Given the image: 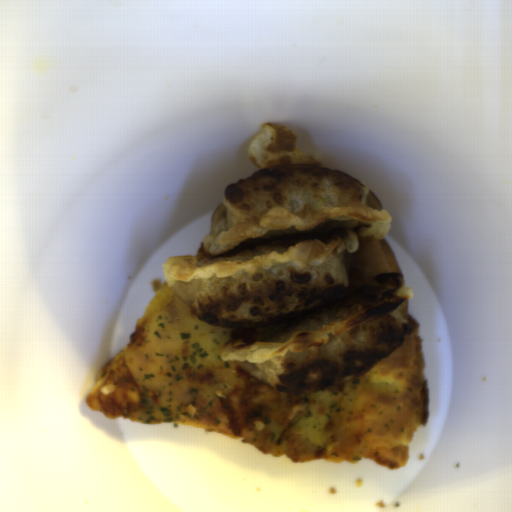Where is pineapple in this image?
I'll use <instances>...</instances> for the list:
<instances>
[{"mask_svg":"<svg viewBox=\"0 0 512 512\" xmlns=\"http://www.w3.org/2000/svg\"><path fill=\"white\" fill-rule=\"evenodd\" d=\"M368 380V372L340 385L308 394L306 411L296 422L295 436L325 446L330 420L356 402Z\"/></svg>","mask_w":512,"mask_h":512,"instance_id":"2","label":"pineapple"},{"mask_svg":"<svg viewBox=\"0 0 512 512\" xmlns=\"http://www.w3.org/2000/svg\"><path fill=\"white\" fill-rule=\"evenodd\" d=\"M231 339V328L204 323L179 298L153 317L141 343L124 363L137 385L154 393L153 405L132 419L143 424L182 417L191 403L211 404L230 394L237 365L222 361L220 349Z\"/></svg>","mask_w":512,"mask_h":512,"instance_id":"1","label":"pineapple"}]
</instances>
